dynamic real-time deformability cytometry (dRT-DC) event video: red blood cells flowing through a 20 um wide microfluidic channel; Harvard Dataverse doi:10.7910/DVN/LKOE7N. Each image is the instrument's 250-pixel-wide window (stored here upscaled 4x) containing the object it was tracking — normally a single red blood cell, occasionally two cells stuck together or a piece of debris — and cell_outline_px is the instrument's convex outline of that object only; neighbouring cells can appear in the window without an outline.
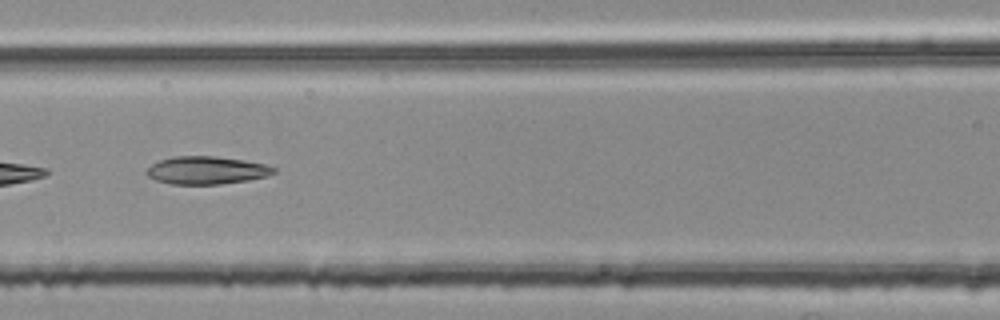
{"species": "common noctule bat (a hibernating species)", "species_latin": "Nyctalus noctula", "temperature_condition": "room temperature", "stored_images_in_passage": 4, "camera_frame_rate_fps": 3000, "um_per_image_px": 0.085, "animal": {"sex": "female", "body_mass_g": 25.1}, "frame": {"image": 1, "passage_image": 4, "time_ms": 1.0, "image_size_px": [1000, 320], "cell_outline_px": [[276, 172], [268, 176], [248, 180], [220, 184], [172, 184], [156, 180], [148, 176], [144, 172], [152, 164], [160, 160], [172, 156], [216, 156], [268, 164], [276, 168]], "centroid_in_image_um": [17.57, 14.47], "position_along_channel_um": 149.0, "area_um2": 20.69}}